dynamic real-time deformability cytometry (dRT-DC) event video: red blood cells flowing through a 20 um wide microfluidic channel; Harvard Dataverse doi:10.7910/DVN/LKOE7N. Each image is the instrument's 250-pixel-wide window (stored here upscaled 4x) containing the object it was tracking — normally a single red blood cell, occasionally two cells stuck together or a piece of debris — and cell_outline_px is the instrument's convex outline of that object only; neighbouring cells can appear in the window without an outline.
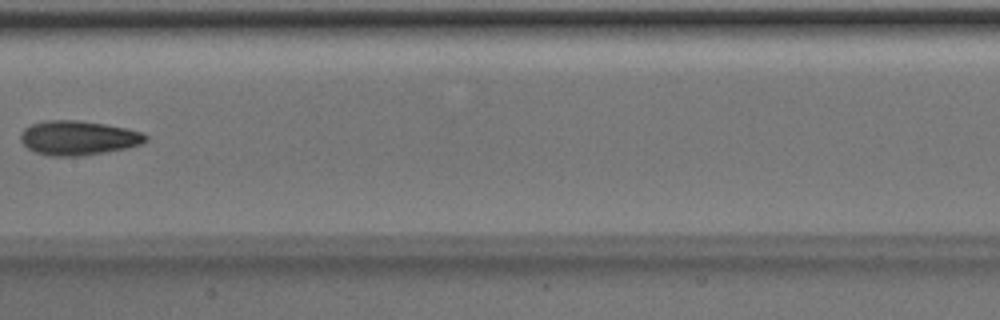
{"species": "Egyptian fruit bat (a non-hibernating species)", "species_latin": "Rousettus aegyptiacus", "temperature_condition": "room temperature", "stored_images_in_passage": 9, "camera_frame_rate_fps": 3000, "um_per_image_px": 0.085, "animal": {"sex": "male"}, "frame": {"image": 1, "passage_image": 8, "time_ms": 2.333, "image_size_px": [1000, 320], "cell_outline_px": [[148, 140], [140, 144], [124, 148], [104, 152], [80, 156], [48, 156], [36, 152], [28, 148], [20, 140], [20, 132], [24, 128], [32, 124], [44, 120], [80, 120], [128, 128], [144, 132], [148, 136]], "centroid_in_image_um": [6.64, 11.71], "position_along_channel_um": 200.8, "area_um2": 25.14}}
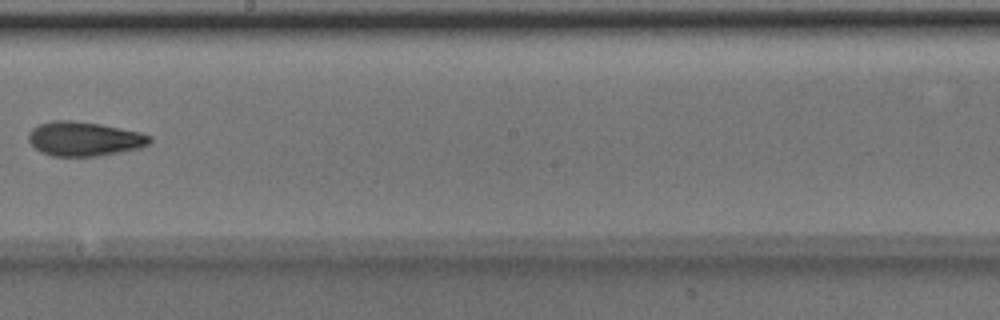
{"frame": {"image": 2, "passage_image": 9, "time_ms": 2.667, "image_size_px": [1000, 320], "cell_outline_px": [[152, 140], [148, 144], [140, 148], [120, 152], [96, 156], [52, 156], [40, 152], [28, 140], [28, 136], [32, 128], [40, 124], [52, 120], [72, 120], [100, 124], [140, 132], [152, 136]], "centroid_in_image_um": [7.16, 11.8], "position_along_channel_um": 241.0, "area_um2": 24.22}}